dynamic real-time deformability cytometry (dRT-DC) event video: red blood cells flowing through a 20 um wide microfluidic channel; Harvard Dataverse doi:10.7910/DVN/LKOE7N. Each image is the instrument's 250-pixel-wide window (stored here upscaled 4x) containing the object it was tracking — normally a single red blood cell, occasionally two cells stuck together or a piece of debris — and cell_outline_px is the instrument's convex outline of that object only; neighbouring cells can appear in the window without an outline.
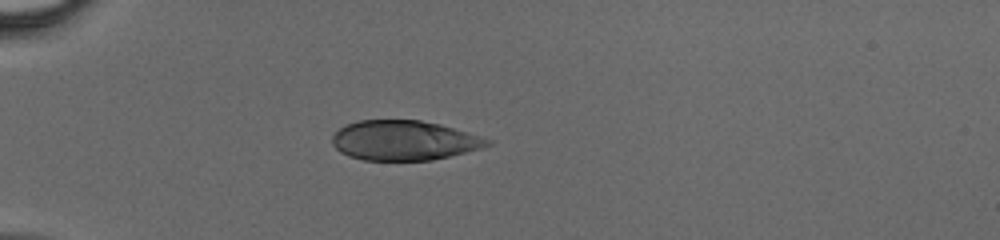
{"species": "human", "species_latin": "Homo sapiens", "temperature_condition": "cold", "stored_images_in_passage": 33, "camera_frame_rate_fps": 3000, "um_per_image_px": 0.085, "donor": {"sex": "male"}, "frame": {"image": 1, "passage_image": 1, "time_ms": 0.0, "image_size_px": [1000, 240], "cell_outline_px": [[492, 144], [480, 148], [432, 160], [364, 160], [348, 156], [340, 152], [332, 144], [332, 136], [340, 128], [348, 124], [360, 120], [420, 120], [440, 124], [492, 140]], "centroid_in_image_um": [34.31, 11.93], "position_along_channel_um": 50.7, "area_um2": 35.66}}
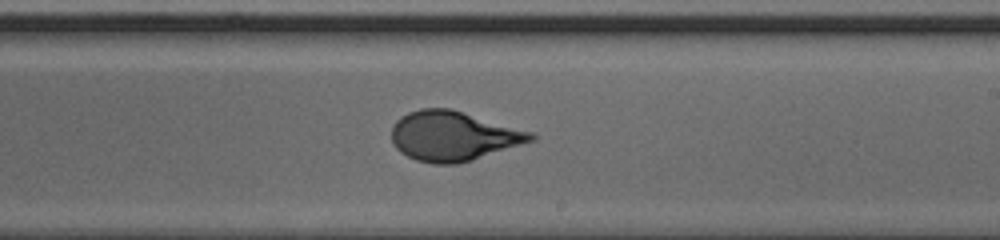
{"frame": {"image": 2, "passage_image": 16, "time_ms": 5.0, "image_size_px": [1000, 240], "cell_outline_px": [[536, 140], [472, 160], [456, 164], [432, 164], [416, 160], [400, 152], [392, 144], [392, 124], [400, 116], [408, 112], [420, 108], [452, 108], [532, 132], [536, 136]], "centroid_in_image_um": [38.51, 11.55], "position_along_channel_um": 250.5, "area_um2": 40.58}}
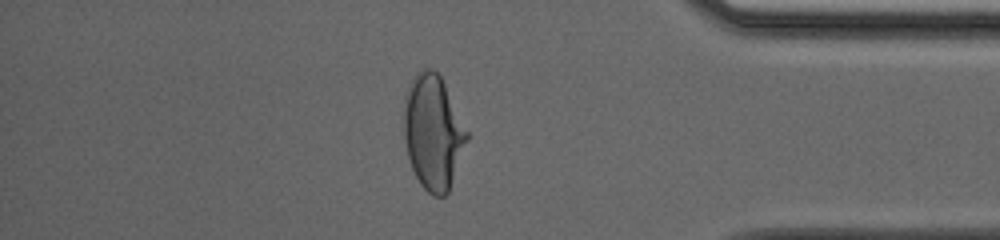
{"frame": {"image": 3, "passage_image": 27, "time_ms": 8.667, "image_size_px": [1000, 240], "cell_outline_px": [[468, 140], [448, 192], [444, 196], [432, 196], [420, 184], [412, 168], [408, 156], [404, 140], [404, 96], [416, 72], [424, 68], [432, 68], [440, 76], [468, 132]], "centroid_in_image_um": [36.8, 11.24], "position_along_channel_um": 398.4, "area_um2": 41.73}}